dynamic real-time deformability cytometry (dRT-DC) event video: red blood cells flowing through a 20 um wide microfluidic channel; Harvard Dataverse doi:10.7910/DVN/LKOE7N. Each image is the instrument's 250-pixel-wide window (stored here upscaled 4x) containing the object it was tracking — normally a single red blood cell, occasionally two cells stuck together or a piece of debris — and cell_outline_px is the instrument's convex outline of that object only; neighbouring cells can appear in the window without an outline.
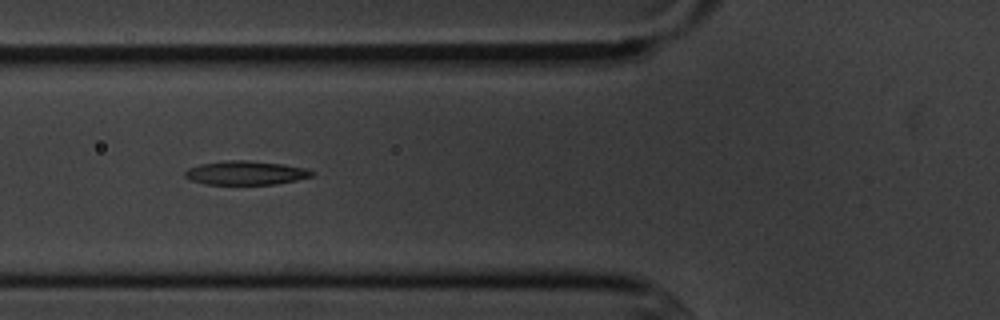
{"species": "common noctule bat (a hibernating species)", "species_latin": "Nyctalus noctula", "temperature_condition": "cold", "stored_images_in_passage": 5, "camera_frame_rate_fps": 3000, "um_per_image_px": 0.085, "animal": {"sex": "male", "body_mass_g": 20.1, "forearm_length_mm": 53.5}, "frame": {"image": 1, "passage_image": 4, "time_ms": 3.333, "image_size_px": [1000, 320], "cell_outline_px": [[316, 172], [312, 176], [296, 180], [276, 184], [204, 184], [188, 180], [184, 176], [184, 172], [188, 168], [200, 164], [228, 160], [244, 160], [284, 164], [308, 168]], "centroid_in_image_um": [20.88, 14.69], "position_along_channel_um": 104.9, "area_um2": 17.8}}
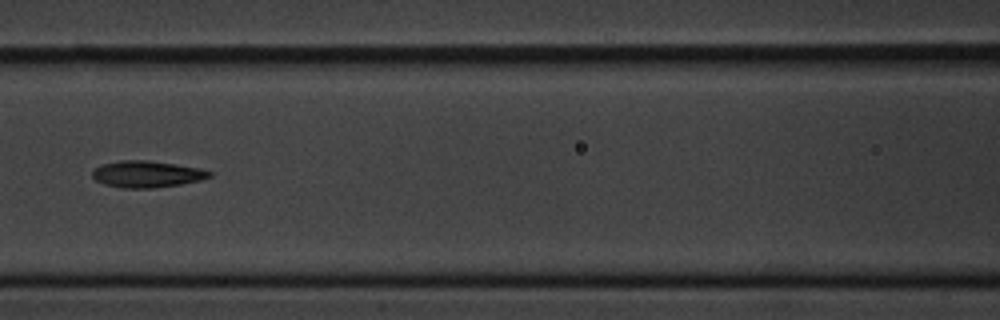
{"frame": {"image": 2, "passage_image": 5, "time_ms": 4.667, "image_size_px": [1000, 320], "cell_outline_px": [[212, 176], [200, 180], [180, 184], [152, 188], [124, 188], [104, 184], [96, 180], [92, 176], [92, 172], [96, 168], [104, 164], [120, 160], [148, 160], [176, 164], [200, 168], [212, 172]], "centroid_in_image_um": [12.5, 14.8], "position_along_channel_um": 154.1, "area_um2": 18.03}}